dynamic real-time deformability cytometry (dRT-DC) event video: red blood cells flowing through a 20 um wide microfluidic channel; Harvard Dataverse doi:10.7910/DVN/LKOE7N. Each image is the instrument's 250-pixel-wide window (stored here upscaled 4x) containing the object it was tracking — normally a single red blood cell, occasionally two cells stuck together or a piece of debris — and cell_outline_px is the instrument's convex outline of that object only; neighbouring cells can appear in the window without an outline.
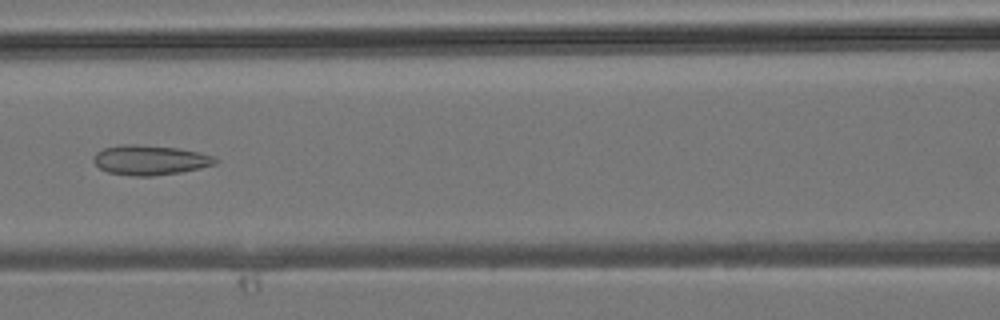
{"species": "common noctule bat (a hibernating species)", "species_latin": "Nyctalus noctula", "temperature_condition": "room temperature", "stored_images_in_passage": 38, "camera_frame_rate_fps": 3000, "um_per_image_px": 0.085, "animal": {"sex": "male", "body_mass_g": 19.2, "forearm_length_mm": 51.8}, "frame": {"image": 1, "passage_image": 17, "time_ms": 5.333, "image_size_px": [1000, 320], "cell_outline_px": [[220, 160], [216, 164], [200, 168], [180, 172], [152, 176], [132, 176], [108, 172], [100, 168], [92, 160], [92, 156], [96, 152], [104, 148], [124, 144], [136, 144], [176, 148], [200, 152], [212, 156]], "centroid_in_image_um": [12.74, 13.6], "position_along_channel_um": 153.9, "area_um2": 21.15}}
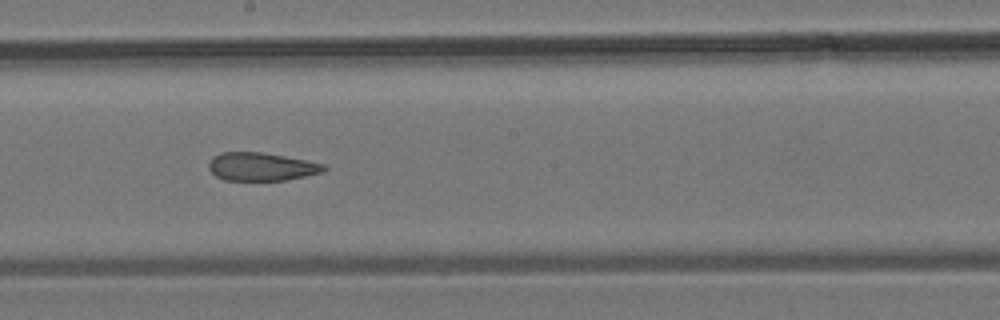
{"frame": {"image": 2, "passage_image": 21, "time_ms": 6.667, "image_size_px": [1000, 320], "cell_outline_px": [[328, 168], [324, 172], [284, 180], [224, 180], [216, 176], [208, 168], [208, 164], [212, 156], [220, 152], [260, 152], [284, 156], [324, 164]], "centroid_in_image_um": [22.19, 14.16], "position_along_channel_um": 226.0, "area_um2": 18.84}}
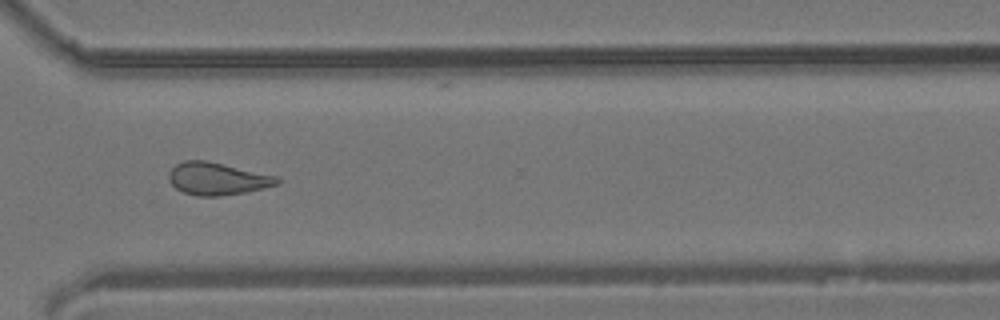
{"frame": {"image": 3, "passage_image": 28, "time_ms": 9.0, "image_size_px": [1000, 320], "cell_outline_px": [[284, 180], [280, 184], [248, 192], [220, 196], [196, 196], [184, 192], [176, 188], [168, 180], [168, 172], [176, 164], [184, 160], [208, 160], [280, 176]], "centroid_in_image_um": [18.54, 15.18], "position_along_channel_um": 352.1, "area_um2": 21.04}}